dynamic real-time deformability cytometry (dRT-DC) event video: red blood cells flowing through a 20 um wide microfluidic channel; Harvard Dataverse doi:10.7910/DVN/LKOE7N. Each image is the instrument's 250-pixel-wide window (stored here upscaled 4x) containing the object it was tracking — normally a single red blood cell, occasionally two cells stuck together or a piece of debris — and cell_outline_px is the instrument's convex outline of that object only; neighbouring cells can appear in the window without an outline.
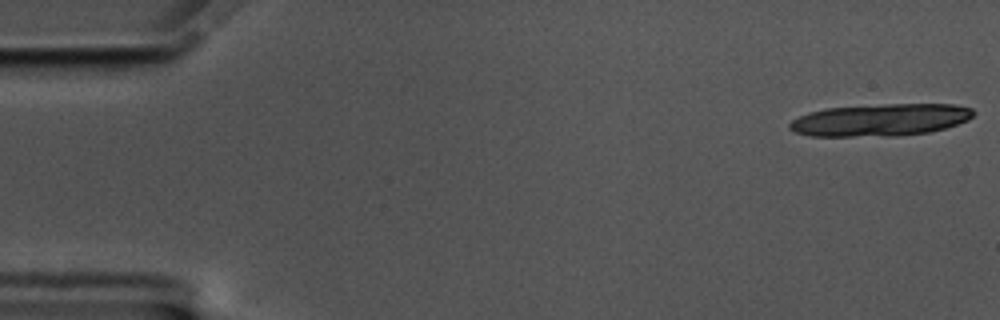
{"species": "common noctule bat (a hibernating species)", "species_latin": "Nyctalus noctula", "temperature_condition": "cold", "stored_images_in_passage": 19, "camera_frame_rate_fps": 3000, "um_per_image_px": 0.085, "animal": {"sex": "male", "body_mass_g": 17.5, "forearm_length_mm": 52.3}, "frame": {"image": 1, "passage_image": 1, "time_ms": 0.0, "image_size_px": [1000, 320], "cell_outline_px": [[976, 112], [968, 120], [932, 132], [900, 136], [808, 136], [796, 132], [788, 128], [788, 124], [792, 120], [808, 112], [828, 108], [884, 104], [952, 104], [972, 108]], "centroid_in_image_um": [74.83, 10.2], "position_along_channel_um": 10.2, "area_um2": 34.68}}